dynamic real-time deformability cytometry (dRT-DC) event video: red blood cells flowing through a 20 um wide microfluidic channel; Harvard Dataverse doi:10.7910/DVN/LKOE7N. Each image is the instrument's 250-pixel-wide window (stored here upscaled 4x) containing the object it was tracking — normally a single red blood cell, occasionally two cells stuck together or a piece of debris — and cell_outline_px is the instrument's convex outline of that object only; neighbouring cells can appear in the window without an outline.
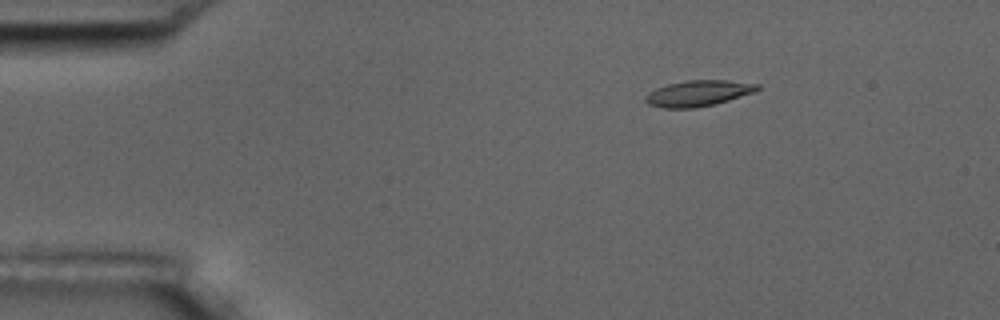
{"species": "common noctule bat (a hibernating species)", "species_latin": "Nyctalus noctula", "temperature_condition": "room temperature", "stored_images_in_passage": 6, "camera_frame_rate_fps": 3000, "um_per_image_px": 0.085, "animal": {"sex": "male", "body_mass_g": 17.5, "forearm_length_mm": 52.3}, "frame": {"image": 1, "passage_image": 3, "time_ms": 2.0, "image_size_px": [1000, 320], "cell_outline_px": [[760, 88], [752, 92], [716, 104], [696, 108], [664, 108], [648, 104], [644, 100], [644, 96], [648, 92], [656, 88], [668, 84], [688, 80], [728, 80], [760, 84]], "centroid_in_image_um": [59.31, 7.93], "position_along_channel_um": 25.7, "area_um2": 16.88}}
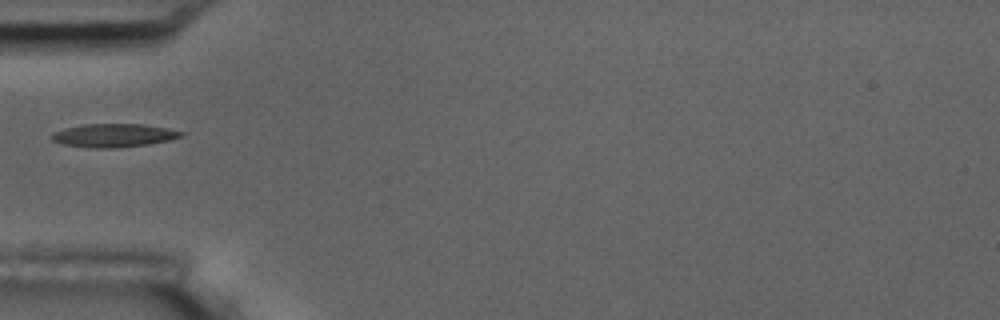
{"frame": {"image": 2, "passage_image": 6, "time_ms": 5.333, "image_size_px": [1000, 320], "cell_outline_px": [[184, 136], [168, 140], [148, 144], [120, 148], [92, 148], [64, 144], [52, 140], [48, 136], [52, 132], [64, 128], [84, 124], [144, 124], [168, 128], [184, 132]], "centroid_in_image_um": [9.65, 11.51], "position_along_channel_um": 75.4, "area_um2": 17.8}}